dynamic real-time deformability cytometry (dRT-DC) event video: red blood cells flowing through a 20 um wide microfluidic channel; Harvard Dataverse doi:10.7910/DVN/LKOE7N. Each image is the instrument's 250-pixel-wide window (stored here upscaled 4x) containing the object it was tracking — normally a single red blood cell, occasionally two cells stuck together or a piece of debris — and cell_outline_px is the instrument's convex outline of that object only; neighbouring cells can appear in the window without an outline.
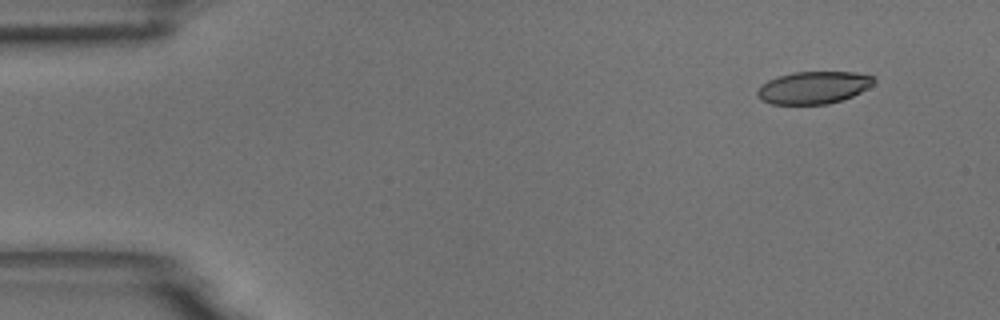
{"species": "common noctule bat (a hibernating species)", "species_latin": "Nyctalus noctula", "temperature_condition": "room temperature", "stored_images_in_passage": 52, "camera_frame_rate_fps": 3000, "um_per_image_px": 0.085, "animal": {"sex": "male", "body_mass_g": 18.8}, "frame": {"image": 1, "passage_image": 1, "time_ms": 0.0, "image_size_px": [1000, 320], "cell_outline_px": [[876, 80], [868, 88], [852, 96], [828, 104], [772, 104], [760, 100], [756, 96], [756, 92], [768, 80], [776, 76], [792, 72], [852, 72], [876, 76]], "centroid_in_image_um": [69.15, 7.44], "position_along_channel_um": 15.9, "area_um2": 22.02}}
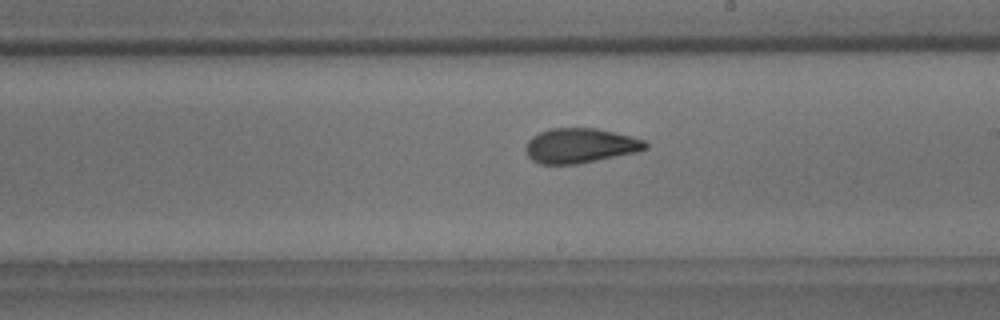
{"frame": {"image": 2, "passage_image": 28, "time_ms": 9.0, "image_size_px": [1000, 320], "cell_outline_px": [[648, 148], [636, 152], [576, 164], [540, 164], [532, 160], [528, 156], [524, 148], [528, 140], [532, 136], [540, 132], [552, 128], [596, 128], [632, 136], [644, 140], [648, 144]], "centroid_in_image_um": [49.3, 12.37], "position_along_channel_um": 239.7, "area_um2": 24.22}}
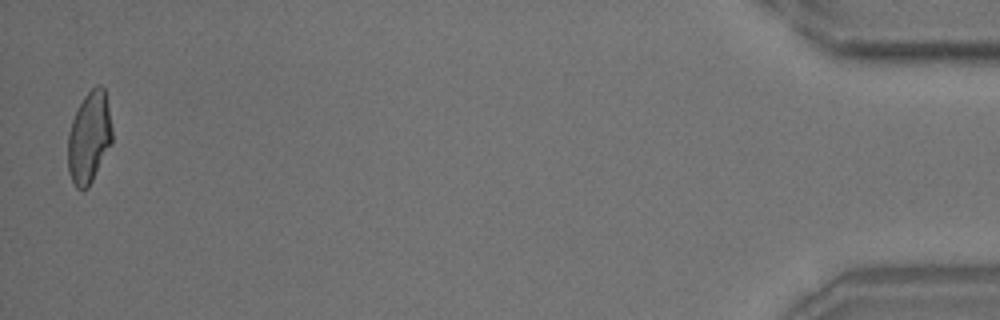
{"frame": {"image": 3, "passage_image": 51, "time_ms": 16.667, "image_size_px": [1000, 320], "cell_outline_px": [[112, 144], [88, 188], [80, 192], [76, 188], [68, 172], [68, 132], [72, 120], [84, 96], [96, 84], [100, 84], [104, 88], [112, 128]], "centroid_in_image_um": [7.58, 11.72], "position_along_channel_um": 427.6, "area_um2": 23.7}, "authors_computed_cell_mechanics": {"area_um2": 24.0737, "velocity_mm_per_s": 3.634, "shape_relaxation_time_tau1_ms": 6.6614, "shape_relaxation_time_tau2_ms": 1.8042, "deformation_change_tau1": 0.1924, "deformation_change_tau2": 0.0839}}